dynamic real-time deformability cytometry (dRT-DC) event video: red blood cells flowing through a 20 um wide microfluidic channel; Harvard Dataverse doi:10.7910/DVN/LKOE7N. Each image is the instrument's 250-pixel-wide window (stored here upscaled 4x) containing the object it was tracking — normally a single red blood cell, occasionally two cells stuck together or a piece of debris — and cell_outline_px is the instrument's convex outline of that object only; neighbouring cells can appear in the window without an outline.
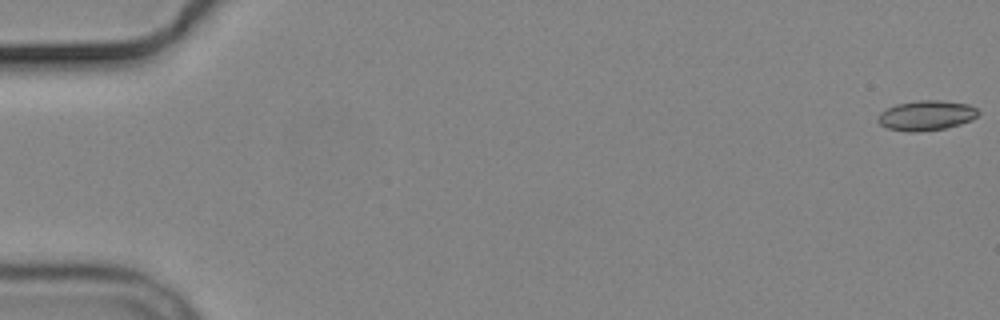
{"species": "common noctule bat (a hibernating species)", "species_latin": "Nyctalus noctula", "temperature_condition": "cold", "stored_images_in_passage": 6, "segment_of_instrument_passage": [1, 2], "camera_frame_rate_fps": 3000, "um_per_image_px": 0.085, "animal": {"sex": "male", "body_mass_g": 19.2, "forearm_length_mm": 51.8}, "frame": {"image": 1, "passage_image": 1, "time_ms": 0.0, "image_size_px": [1000, 320], "cell_outline_px": [[980, 112], [972, 120], [960, 124], [944, 128], [916, 132], [908, 132], [888, 128], [880, 124], [876, 120], [880, 112], [896, 104], [916, 100], [940, 100], [968, 104], [976, 108]], "centroid_in_image_um": [78.72, 9.81], "position_along_channel_um": 6.3, "area_um2": 17.51}}
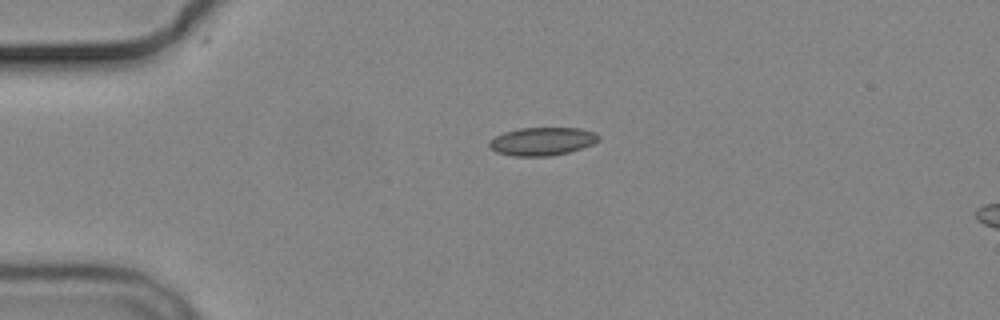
{"frame": {"image": 2, "passage_image": 4, "time_ms": 4.333, "image_size_px": [1000, 320], "cell_outline_px": [[600, 140], [592, 144], [568, 152], [552, 156], [512, 156], [496, 152], [488, 148], [488, 144], [496, 136], [504, 132], [520, 128], [580, 128], [596, 132], [600, 136]], "centroid_in_image_um": [46.09, 12.01], "position_along_channel_um": 38.9, "area_um2": 17.98}}